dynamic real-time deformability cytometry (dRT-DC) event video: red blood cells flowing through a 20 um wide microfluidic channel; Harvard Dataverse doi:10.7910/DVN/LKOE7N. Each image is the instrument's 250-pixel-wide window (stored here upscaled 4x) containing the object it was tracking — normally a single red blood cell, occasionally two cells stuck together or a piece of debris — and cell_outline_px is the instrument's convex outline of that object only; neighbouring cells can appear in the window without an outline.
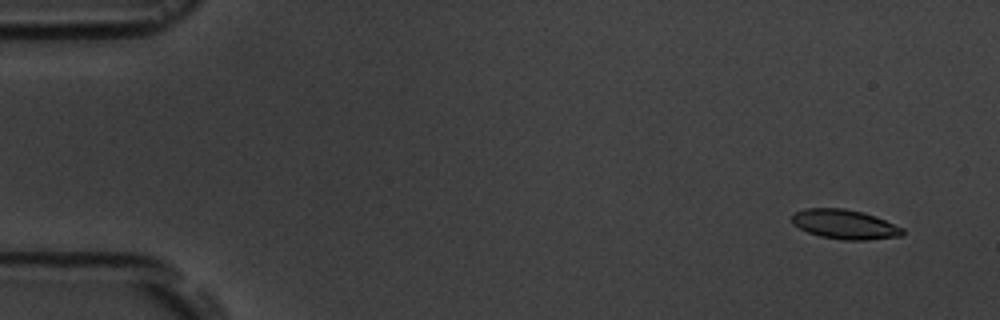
{"species": "common noctule bat (a hibernating species)", "species_latin": "Nyctalus noctula", "temperature_condition": "room temperature", "stored_images_in_passage": 5, "camera_frame_rate_fps": 3000, "um_per_image_px": 0.085, "animal": {"sex": "male", "body_mass_g": 19.5, "forearm_length_mm": 54.6}, "frame": {"image": 1, "passage_image": 1, "time_ms": 0.0, "image_size_px": [1000, 320], "cell_outline_px": [[904, 232], [900, 236], [868, 240], [844, 240], [820, 236], [808, 232], [792, 224], [792, 216], [796, 212], [804, 208], [844, 208], [864, 212], [876, 216], [904, 228]], "centroid_in_image_um": [71.81, 19.06], "position_along_channel_um": 13.2, "area_um2": 19.07}}
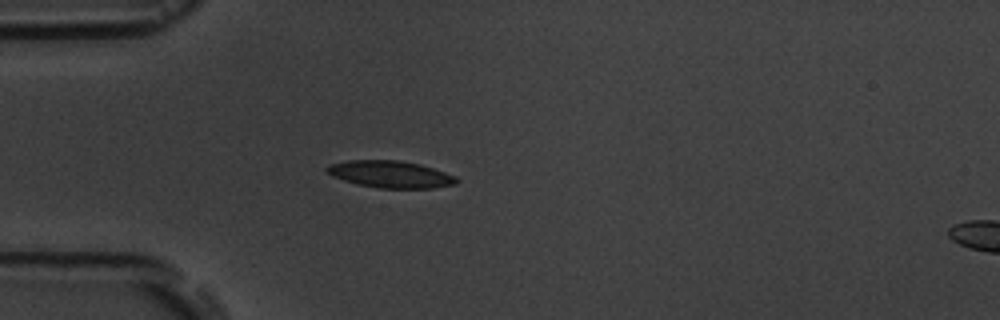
{"frame": {"image": 2, "passage_image": 4, "time_ms": 4.0, "image_size_px": [1000, 320], "cell_outline_px": [[460, 180], [456, 184], [432, 188], [380, 188], [356, 184], [332, 176], [324, 168], [328, 164], [348, 160], [400, 160], [420, 164], [456, 176]], "centroid_in_image_um": [33.18, 14.81], "position_along_channel_um": 51.8, "area_um2": 20.46}}